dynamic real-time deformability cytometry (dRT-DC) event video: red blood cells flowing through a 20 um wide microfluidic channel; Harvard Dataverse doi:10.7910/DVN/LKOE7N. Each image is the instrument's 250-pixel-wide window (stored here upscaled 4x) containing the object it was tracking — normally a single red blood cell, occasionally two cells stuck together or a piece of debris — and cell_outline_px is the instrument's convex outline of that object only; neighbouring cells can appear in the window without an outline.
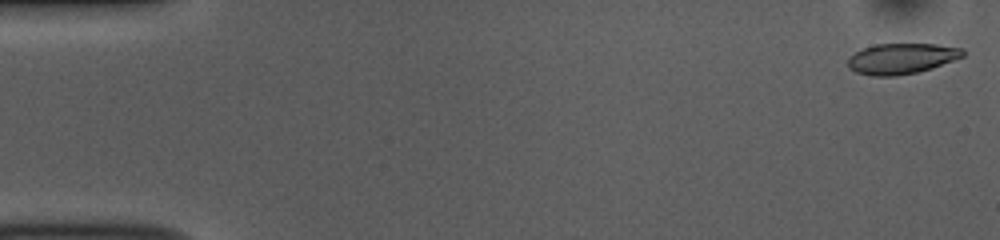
{"species": "common noctule bat (a hibernating species)", "species_latin": "Nyctalus noctula", "temperature_condition": "room temperature", "stored_images_in_passage": 52, "camera_frame_rate_fps": 3000, "um_per_image_px": 0.085, "animal": {"sex": "female", "body_mass_g": 10.0, "forearm_length_mm": 53.1}, "frame": {"image": 1, "passage_image": 1, "time_ms": 0.0, "image_size_px": [1000, 240], "cell_outline_px": [[964, 56], [932, 68], [916, 72], [896, 76], [872, 76], [856, 72], [848, 68], [848, 60], [856, 52], [864, 48], [876, 44], [936, 44], [964, 48]], "centroid_in_image_um": [76.65, 4.98], "position_along_channel_um": 8.4, "area_um2": 20.4}}
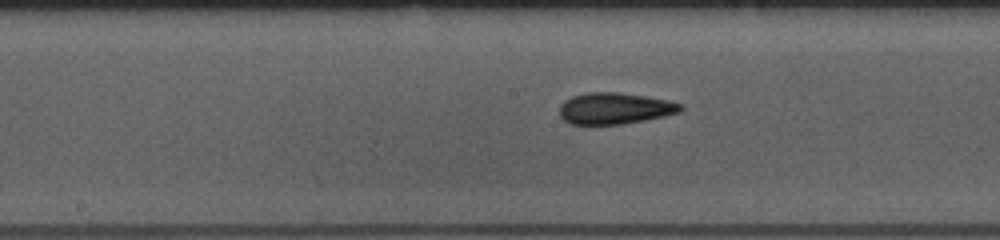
{"frame": {"image": 2, "passage_image": 26, "time_ms": 8.333, "image_size_px": [1000, 240], "cell_outline_px": [[684, 108], [680, 112], [664, 116], [624, 124], [572, 124], [564, 120], [560, 116], [560, 104], [564, 100], [572, 96], [588, 92], [616, 92], [644, 96], [668, 100], [680, 104]], "centroid_in_image_um": [52.24, 9.21], "position_along_channel_um": 196.0, "area_um2": 22.08}}
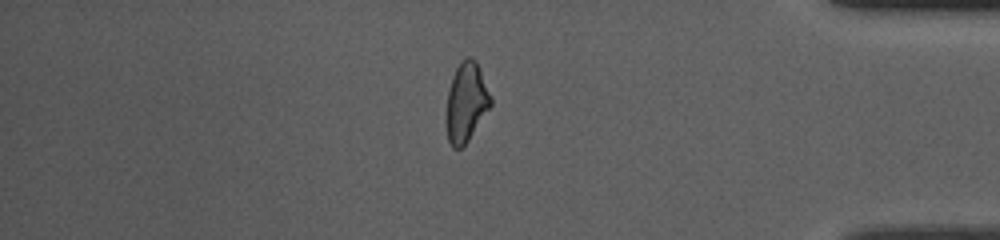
{"frame": {"image": 3, "passage_image": 44, "time_ms": 14.333, "image_size_px": [1000, 240], "cell_outline_px": [[492, 104], [468, 140], [460, 148], [452, 148], [448, 140], [444, 120], [444, 116], [448, 92], [452, 76], [460, 60], [468, 56], [472, 56], [476, 60], [480, 68], [492, 96]], "centroid_in_image_um": [39.61, 8.66], "position_along_channel_um": 395.6, "area_um2": 20.98}, "authors_computed_cell_mechanics": {"area_um2": 21.4438, "velocity_mm_per_s": 3.8278, "shape_relaxation_time_tau1_ms": 4.3971, "shape_relaxation_time_tau2_ms": 2.7311, "deformation_change_tau1": 0.1385, "deformation_change_tau2": 0.0965}}